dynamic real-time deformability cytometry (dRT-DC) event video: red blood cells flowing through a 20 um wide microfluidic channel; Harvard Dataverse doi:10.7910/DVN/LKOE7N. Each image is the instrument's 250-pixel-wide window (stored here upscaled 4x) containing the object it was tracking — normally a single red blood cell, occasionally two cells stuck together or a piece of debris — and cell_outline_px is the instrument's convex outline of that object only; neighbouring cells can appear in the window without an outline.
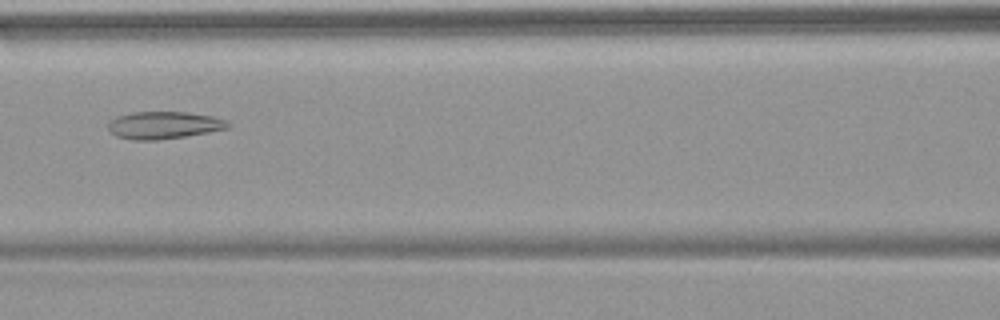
{"species": "common noctule bat (a hibernating species)", "species_latin": "Nyctalus noctula", "temperature_condition": "warm", "stored_images_in_passage": 53, "camera_frame_rate_fps": 3000, "um_per_image_px": 0.085, "animal": {"sex": "female", "body_mass_g": 18.4}, "frame": {"image": 1, "passage_image": 24, "time_ms": 7.667, "image_size_px": [1000, 320], "cell_outline_px": [[228, 128], [208, 132], [184, 136], [156, 140], [132, 140], [116, 136], [108, 128], [108, 124], [116, 116], [132, 112], [188, 112], [212, 116], [224, 120], [228, 124]], "centroid_in_image_um": [13.88, 10.63], "position_along_channel_um": 152.7, "area_um2": 18.84}}
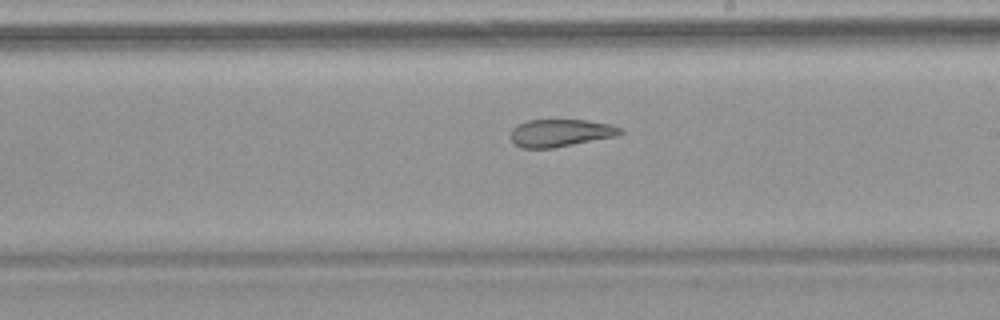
{"frame": {"image": 2, "passage_image": 31, "time_ms": 10.0, "image_size_px": [1000, 320], "cell_outline_px": [[624, 132], [620, 136], [552, 148], [520, 148], [512, 140], [512, 128], [516, 124], [528, 120], [588, 120], [608, 124], [620, 128]], "centroid_in_image_um": [47.66, 11.3], "position_along_channel_um": 241.3, "area_um2": 17.63}}
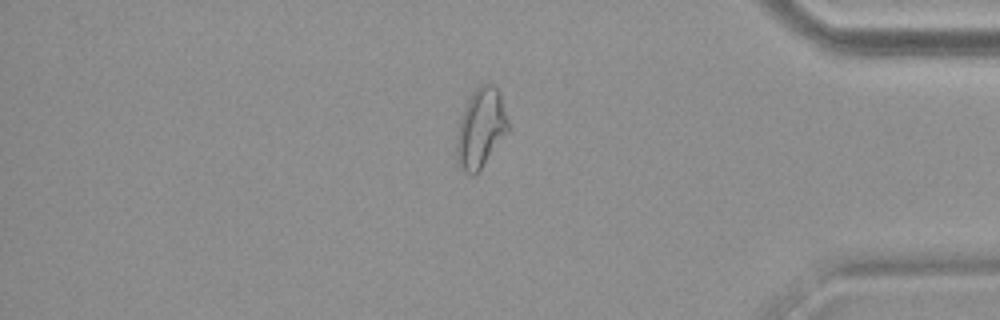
{"frame": {"image": 3, "passage_image": 45, "time_ms": 14.667, "image_size_px": [1000, 320], "cell_outline_px": [[508, 132], [480, 168], [472, 176], [464, 172], [460, 168], [456, 160], [456, 136], [460, 120], [464, 108], [472, 92], [480, 84], [496, 84], [500, 92], [508, 120]], "centroid_in_image_um": [40.85, 10.87], "position_along_channel_um": 394.3, "area_um2": 23.76}, "authors_computed_cell_mechanics": {"area_um2": 24.0448, "velocity_mm_per_s": 3.8347, "shape_relaxation_time_tau1_ms": null, "shape_relaxation_time_tau2_ms": 3.0243, "deformation_change_tau1": null, "deformation_change_tau2": 0.1178}}